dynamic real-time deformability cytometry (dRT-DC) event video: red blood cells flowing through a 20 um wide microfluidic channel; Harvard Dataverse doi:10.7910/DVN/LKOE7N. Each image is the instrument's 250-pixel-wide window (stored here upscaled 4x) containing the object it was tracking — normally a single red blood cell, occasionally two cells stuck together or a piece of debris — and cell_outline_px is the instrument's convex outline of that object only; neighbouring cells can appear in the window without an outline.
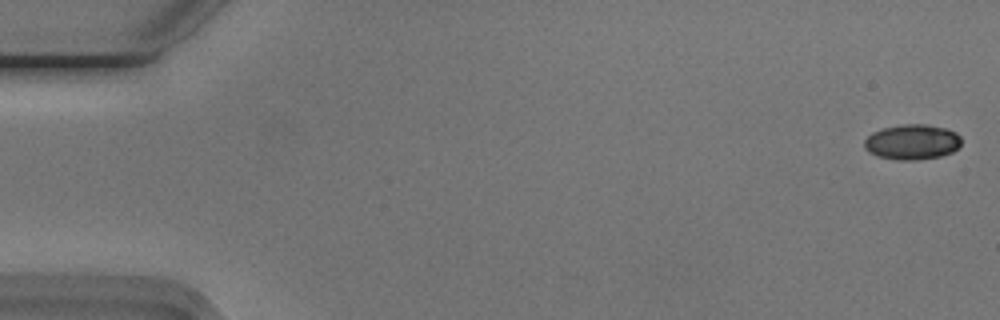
{"species": "Egyptian fruit bat (a non-hibernating species)", "species_latin": "Rousettus aegyptiacus", "temperature_condition": "cold", "stored_images_in_passage": 54, "camera_frame_rate_fps": 3000, "um_per_image_px": 0.085, "animal": {"sex": "male"}, "frame": {"image": 1, "passage_image": 1, "time_ms": 0.0, "image_size_px": [1000, 320], "cell_outline_px": [[960, 144], [952, 152], [940, 156], [916, 160], [896, 160], [876, 156], [868, 152], [864, 148], [864, 140], [872, 132], [884, 128], [904, 124], [924, 124], [944, 128], [956, 132], [960, 136]], "centroid_in_image_um": [77.5, 12.08], "position_along_channel_um": 7.5, "area_um2": 19.88}}
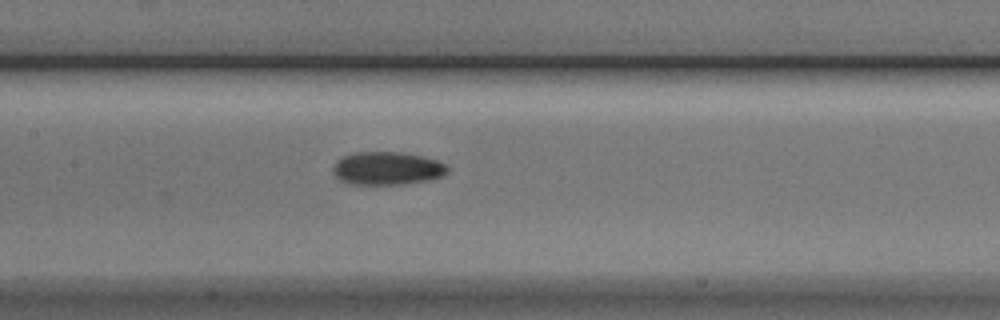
{"frame": {"image": 2, "passage_image": 26, "time_ms": 8.333, "image_size_px": [1000, 320], "cell_outline_px": [[448, 172], [444, 176], [432, 180], [408, 184], [348, 184], [340, 180], [332, 172], [332, 168], [336, 160], [344, 156], [356, 152], [396, 152], [420, 156], [436, 160], [444, 164], [448, 168]], "centroid_in_image_um": [32.9, 14.33], "position_along_channel_um": 174.5, "area_um2": 22.2}}
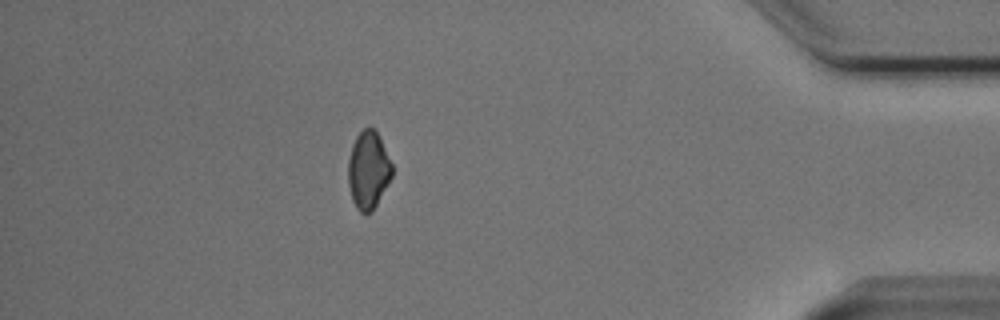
{"frame": {"image": 3, "passage_image": 48, "time_ms": 15.667, "image_size_px": [1000, 320], "cell_outline_px": [[392, 176], [372, 212], [360, 212], [356, 208], [352, 200], [348, 184], [348, 160], [352, 144], [356, 136], [364, 128], [372, 128], [376, 132], [392, 164]], "centroid_in_image_um": [31.28, 14.48], "position_along_channel_um": 403.9, "area_um2": 19.59}, "authors_computed_cell_mechanics": {"area_um2": 20.7213, "velocity_mm_per_s": 3.7585, "shape_relaxation_time_tau1_ms": 4.1762, "shape_relaxation_time_tau2_ms": 4.1216, "deformation_change_tau1": 0.1237, "deformation_change_tau2": 0.0852}}